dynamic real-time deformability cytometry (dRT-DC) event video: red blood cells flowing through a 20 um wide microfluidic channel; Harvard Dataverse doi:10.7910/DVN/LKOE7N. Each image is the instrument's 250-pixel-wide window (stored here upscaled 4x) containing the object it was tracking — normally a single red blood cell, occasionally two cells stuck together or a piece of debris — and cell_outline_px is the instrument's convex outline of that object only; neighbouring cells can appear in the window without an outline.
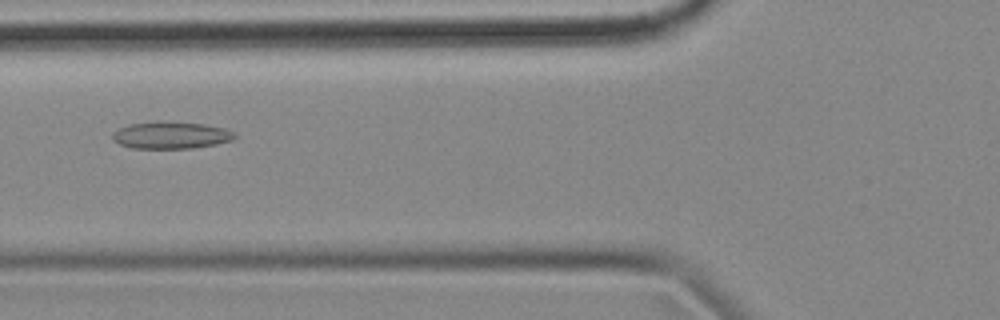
{"species": "common noctule bat (a hibernating species)", "species_latin": "Nyctalus noctula", "temperature_condition": "cold", "stored_images_in_passage": 36, "camera_frame_rate_fps": 3000, "um_per_image_px": 0.085, "animal": {"sex": "female", "body_mass_g": 18.4}, "frame": {"image": 1, "passage_image": 6, "time_ms": 1.667, "image_size_px": [1000, 320], "cell_outline_px": [[236, 136], [232, 140], [216, 144], [192, 148], [132, 148], [120, 144], [112, 140], [112, 132], [128, 124], [156, 120], [160, 120], [204, 124], [224, 128], [236, 132]], "centroid_in_image_um": [14.51, 11.47], "position_along_channel_um": 111.3, "area_um2": 19.54}}
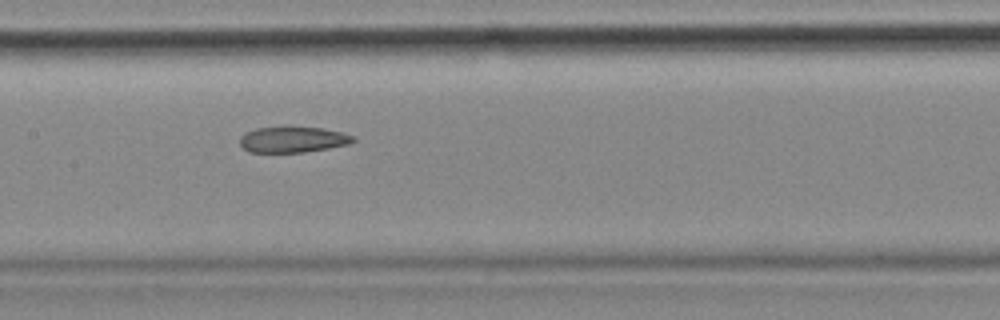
{"frame": {"image": 2, "passage_image": 12, "time_ms": 3.667, "image_size_px": [1000, 320], "cell_outline_px": [[356, 140], [352, 144], [304, 152], [248, 152], [240, 144], [240, 136], [244, 132], [256, 128], [288, 124], [324, 128], [344, 132], [352, 136]], "centroid_in_image_um": [24.9, 11.81], "position_along_channel_um": 182.5, "area_um2": 17.92}}
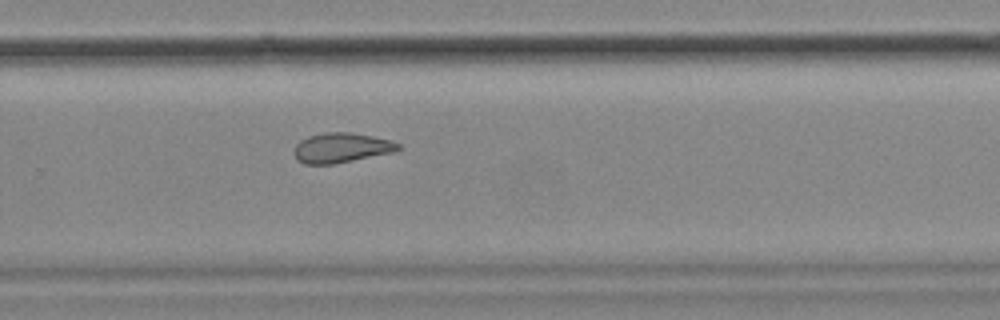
{"frame": {"image": 3, "passage_image": 22, "time_ms": 7.0, "image_size_px": [1000, 320], "cell_outline_px": [[400, 148], [392, 152], [332, 164], [304, 164], [292, 152], [296, 144], [300, 140], [308, 136], [324, 132], [352, 132], [392, 140], [400, 144]], "centroid_in_image_um": [28.99, 12.54], "position_along_channel_um": 300.8, "area_um2": 17.98}, "authors_computed_cell_mechanics": {"area_um2": 18.2937, "velocity_mm_per_s": 3.5627, "shape_relaxation_time_tau1_ms": null, "shape_relaxation_time_tau2_ms": 3.2927, "deformation_change_tau1": null, "deformation_change_tau2": 0.0928}}